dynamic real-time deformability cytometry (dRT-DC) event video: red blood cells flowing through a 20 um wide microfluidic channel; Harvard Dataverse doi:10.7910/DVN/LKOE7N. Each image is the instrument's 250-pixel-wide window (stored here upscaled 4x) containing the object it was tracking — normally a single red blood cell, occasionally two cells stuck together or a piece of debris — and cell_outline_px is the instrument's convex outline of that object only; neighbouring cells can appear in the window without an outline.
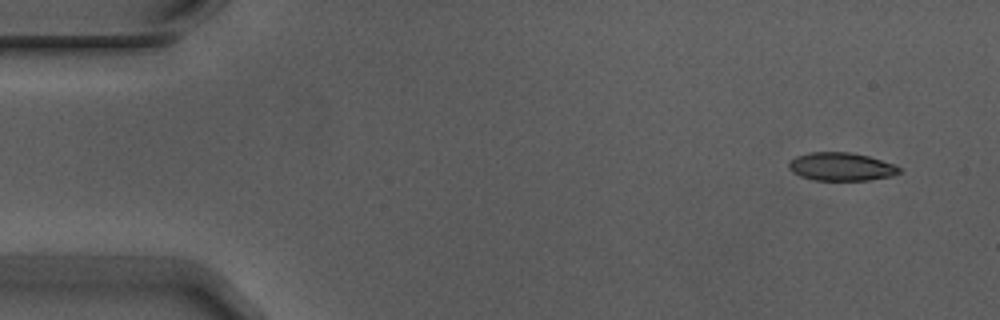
{"species": "Egyptian fruit bat (a non-hibernating species)", "species_latin": "Rousettus aegyptiacus", "temperature_condition": "warm", "stored_images_in_passage": 6, "camera_frame_rate_fps": 3000, "um_per_image_px": 0.085, "animal": {"sex": "male"}, "frame": {"image": 1, "passage_image": 1, "time_ms": 0.0, "image_size_px": [1000, 320], "cell_outline_px": [[900, 172], [892, 176], [868, 180], [816, 180], [800, 176], [792, 172], [788, 168], [788, 164], [796, 156], [808, 152], [848, 152], [868, 156], [892, 164], [900, 168]], "centroid_in_image_um": [71.46, 14.17], "position_along_channel_um": 13.5, "area_um2": 17.98}}
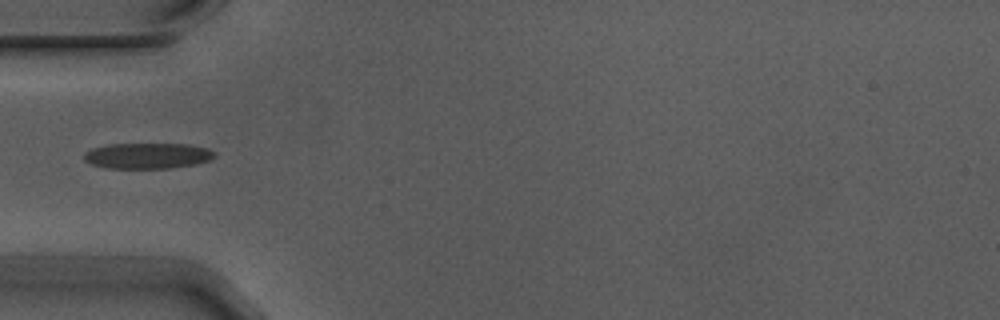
{"frame": {"image": 2, "passage_image": 5, "time_ms": 1.333, "image_size_px": [1000, 320], "cell_outline_px": [[216, 156], [208, 160], [196, 164], [168, 168], [108, 168], [92, 164], [84, 160], [84, 152], [92, 148], [108, 144], [188, 144], [208, 148], [216, 152]], "centroid_in_image_um": [12.55, 13.23], "position_along_channel_um": 72.5, "area_um2": 19.59}}